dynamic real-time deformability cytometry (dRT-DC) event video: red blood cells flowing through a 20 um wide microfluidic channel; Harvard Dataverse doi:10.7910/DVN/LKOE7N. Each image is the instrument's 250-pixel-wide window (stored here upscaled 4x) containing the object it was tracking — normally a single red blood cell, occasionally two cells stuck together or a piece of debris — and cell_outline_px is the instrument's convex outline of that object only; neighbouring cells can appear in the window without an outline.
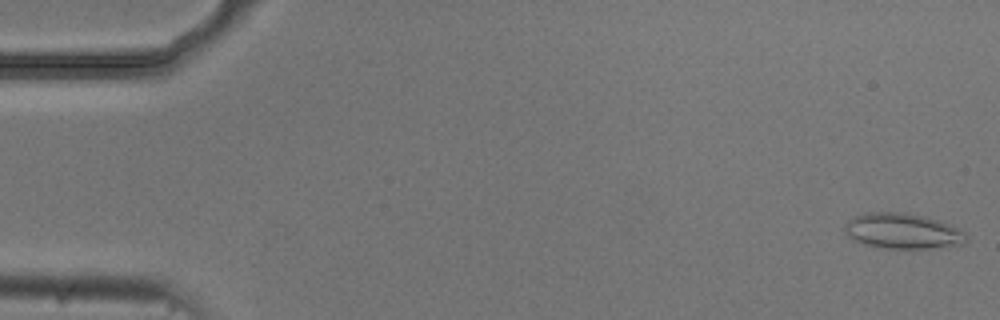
{"species": "common noctule bat (a hibernating species)", "species_latin": "Nyctalus noctula", "temperature_condition": "cold", "stored_images_in_passage": 53, "camera_frame_rate_fps": 3000, "um_per_image_px": 0.085, "animal": {"sex": "male", "body_mass_g": 20.5, "forearm_length_mm": 52.5}, "frame": {"image": 1, "passage_image": 1, "time_ms": 0.0, "image_size_px": [1000, 320], "cell_outline_px": [[968, 240], [964, 244], [928, 248], [884, 248], [864, 244], [852, 240], [844, 232], [844, 224], [852, 216], [864, 212], [904, 212], [924, 216], [948, 224], [964, 232], [968, 236]], "centroid_in_image_um": [76.67, 19.63], "position_along_channel_um": 8.3, "area_um2": 25.26}}
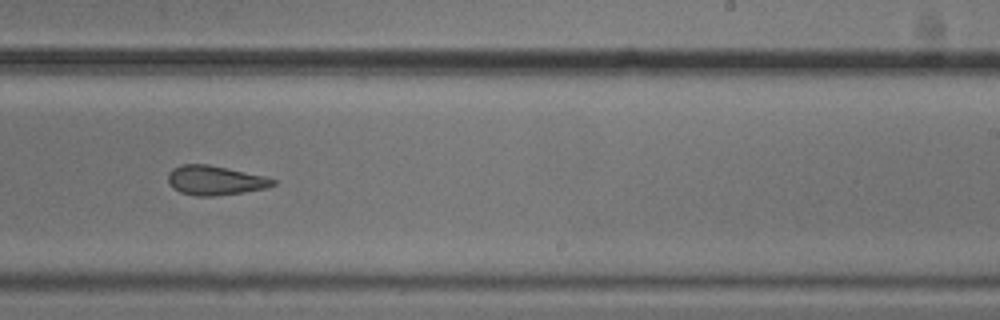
{"frame": {"image": 2, "passage_image": 33, "time_ms": 10.667, "image_size_px": [1000, 320], "cell_outline_px": [[276, 184], [264, 188], [244, 192], [212, 196], [196, 196], [180, 192], [172, 188], [168, 180], [168, 172], [172, 168], [180, 164], [208, 164], [228, 168], [264, 176], [276, 180]], "centroid_in_image_um": [18.24, 15.32], "position_along_channel_um": 270.8, "area_um2": 17.98}}
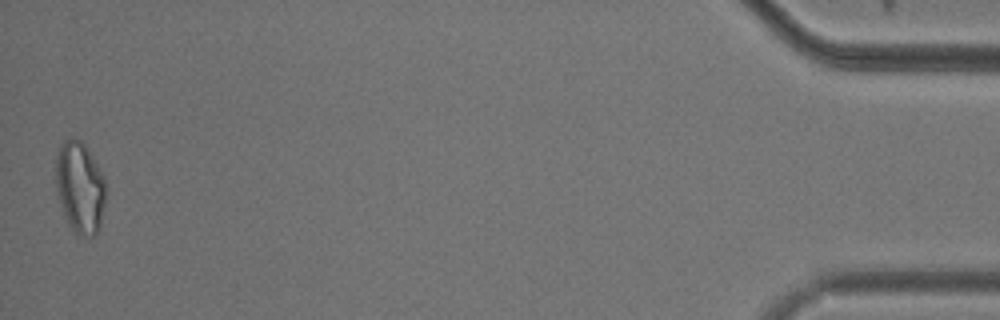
{"frame": {"image": 3, "passage_image": 53, "time_ms": 17.333, "image_size_px": [1000, 320], "cell_outline_px": [[104, 204], [100, 224], [96, 236], [84, 236], [76, 232], [68, 224], [56, 188], [56, 156], [64, 140], [72, 136], [80, 140], [84, 144], [92, 156], [104, 176]], "centroid_in_image_um": [6.79, 15.9], "position_along_channel_um": 428.4, "area_um2": 26.18}, "authors_computed_cell_mechanics": {"area_um2": 20.3456, "velocity_mm_per_s": 3.7393, "shape_relaxation_time_tau1_ms": 10.1631, "shape_relaxation_time_tau2_ms": 2.5513, "deformation_change_tau1": 0.221, "deformation_change_tau2": 0.1016}}